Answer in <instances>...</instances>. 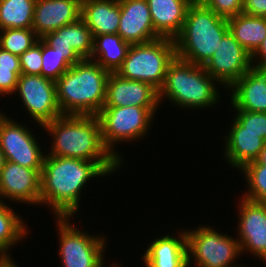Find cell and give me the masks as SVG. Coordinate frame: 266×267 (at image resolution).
Segmentation results:
<instances>
[{
  "label": "cell",
  "mask_w": 266,
  "mask_h": 267,
  "mask_svg": "<svg viewBox=\"0 0 266 267\" xmlns=\"http://www.w3.org/2000/svg\"><path fill=\"white\" fill-rule=\"evenodd\" d=\"M111 176L98 162L46 155L40 179V208L54 217H75L81 213L84 189L92 179ZM81 198V199H80Z\"/></svg>",
  "instance_id": "6da1fadb"
},
{
  "label": "cell",
  "mask_w": 266,
  "mask_h": 267,
  "mask_svg": "<svg viewBox=\"0 0 266 267\" xmlns=\"http://www.w3.org/2000/svg\"><path fill=\"white\" fill-rule=\"evenodd\" d=\"M40 130L52 138L46 155L98 162L110 175L124 167L104 146L97 116L61 115Z\"/></svg>",
  "instance_id": "7a4b0ae2"
},
{
  "label": "cell",
  "mask_w": 266,
  "mask_h": 267,
  "mask_svg": "<svg viewBox=\"0 0 266 267\" xmlns=\"http://www.w3.org/2000/svg\"><path fill=\"white\" fill-rule=\"evenodd\" d=\"M219 85V87H218ZM222 85L212 78L203 66L175 57L169 64L163 86L158 91L160 106L168 101L178 110L203 111L213 109L221 103Z\"/></svg>",
  "instance_id": "3957f363"
},
{
  "label": "cell",
  "mask_w": 266,
  "mask_h": 267,
  "mask_svg": "<svg viewBox=\"0 0 266 267\" xmlns=\"http://www.w3.org/2000/svg\"><path fill=\"white\" fill-rule=\"evenodd\" d=\"M110 72L90 59H82L63 73L56 83L62 115L97 116L106 101Z\"/></svg>",
  "instance_id": "277c9868"
},
{
  "label": "cell",
  "mask_w": 266,
  "mask_h": 267,
  "mask_svg": "<svg viewBox=\"0 0 266 267\" xmlns=\"http://www.w3.org/2000/svg\"><path fill=\"white\" fill-rule=\"evenodd\" d=\"M228 31L226 18L194 0L188 7L181 32L174 39L176 57L204 66Z\"/></svg>",
  "instance_id": "5b68a950"
},
{
  "label": "cell",
  "mask_w": 266,
  "mask_h": 267,
  "mask_svg": "<svg viewBox=\"0 0 266 267\" xmlns=\"http://www.w3.org/2000/svg\"><path fill=\"white\" fill-rule=\"evenodd\" d=\"M160 107H103L97 117L101 125V136L104 146L122 164L125 157L117 151L119 145L131 144L148 137L153 120ZM157 113V114H156ZM127 142V143H126ZM122 143V144H121ZM115 147H117L115 149Z\"/></svg>",
  "instance_id": "8992f818"
},
{
  "label": "cell",
  "mask_w": 266,
  "mask_h": 267,
  "mask_svg": "<svg viewBox=\"0 0 266 267\" xmlns=\"http://www.w3.org/2000/svg\"><path fill=\"white\" fill-rule=\"evenodd\" d=\"M175 57V42L169 38L133 44L116 74L124 79L148 83L159 91Z\"/></svg>",
  "instance_id": "52a82bcc"
},
{
  "label": "cell",
  "mask_w": 266,
  "mask_h": 267,
  "mask_svg": "<svg viewBox=\"0 0 266 267\" xmlns=\"http://www.w3.org/2000/svg\"><path fill=\"white\" fill-rule=\"evenodd\" d=\"M217 229L215 225L212 227L207 224L198 225L195 229L185 227L188 267H192V264L195 267L247 266L237 264L236 260L243 256L238 239Z\"/></svg>",
  "instance_id": "ba28073f"
},
{
  "label": "cell",
  "mask_w": 266,
  "mask_h": 267,
  "mask_svg": "<svg viewBox=\"0 0 266 267\" xmlns=\"http://www.w3.org/2000/svg\"><path fill=\"white\" fill-rule=\"evenodd\" d=\"M72 218V220H71ZM58 255L62 267H103L109 242L105 234H91L75 225L73 217H55ZM88 231V232H87ZM106 247V248H105Z\"/></svg>",
  "instance_id": "9c48e42d"
},
{
  "label": "cell",
  "mask_w": 266,
  "mask_h": 267,
  "mask_svg": "<svg viewBox=\"0 0 266 267\" xmlns=\"http://www.w3.org/2000/svg\"><path fill=\"white\" fill-rule=\"evenodd\" d=\"M11 117L0 111V148L6 161L35 169L41 174L46 156L42 143H39L38 137L32 132L35 131L33 128Z\"/></svg>",
  "instance_id": "30bf717a"
},
{
  "label": "cell",
  "mask_w": 266,
  "mask_h": 267,
  "mask_svg": "<svg viewBox=\"0 0 266 267\" xmlns=\"http://www.w3.org/2000/svg\"><path fill=\"white\" fill-rule=\"evenodd\" d=\"M16 95L21 100V107H25L26 115L32 118L30 122H36L35 128L40 129L62 115L57 102L56 83L42 75L21 74L12 96Z\"/></svg>",
  "instance_id": "8fae6325"
},
{
  "label": "cell",
  "mask_w": 266,
  "mask_h": 267,
  "mask_svg": "<svg viewBox=\"0 0 266 267\" xmlns=\"http://www.w3.org/2000/svg\"><path fill=\"white\" fill-rule=\"evenodd\" d=\"M237 206L236 238L242 255L254 256L266 265V206L241 196ZM238 234V235H237ZM246 253V254H245Z\"/></svg>",
  "instance_id": "7c38bea8"
},
{
  "label": "cell",
  "mask_w": 266,
  "mask_h": 267,
  "mask_svg": "<svg viewBox=\"0 0 266 267\" xmlns=\"http://www.w3.org/2000/svg\"><path fill=\"white\" fill-rule=\"evenodd\" d=\"M203 67L227 90L252 68L251 55L228 31L222 37L215 53Z\"/></svg>",
  "instance_id": "4fadbf2b"
},
{
  "label": "cell",
  "mask_w": 266,
  "mask_h": 267,
  "mask_svg": "<svg viewBox=\"0 0 266 267\" xmlns=\"http://www.w3.org/2000/svg\"><path fill=\"white\" fill-rule=\"evenodd\" d=\"M40 179L37 170L6 161L0 172V200L40 206Z\"/></svg>",
  "instance_id": "5bb4252c"
},
{
  "label": "cell",
  "mask_w": 266,
  "mask_h": 267,
  "mask_svg": "<svg viewBox=\"0 0 266 267\" xmlns=\"http://www.w3.org/2000/svg\"><path fill=\"white\" fill-rule=\"evenodd\" d=\"M73 66L82 59H90L93 51V34L85 22L65 25L41 38Z\"/></svg>",
  "instance_id": "9a60e30c"
},
{
  "label": "cell",
  "mask_w": 266,
  "mask_h": 267,
  "mask_svg": "<svg viewBox=\"0 0 266 267\" xmlns=\"http://www.w3.org/2000/svg\"><path fill=\"white\" fill-rule=\"evenodd\" d=\"M118 33L129 44H143L161 38L154 30L147 0H118Z\"/></svg>",
  "instance_id": "2e32d148"
},
{
  "label": "cell",
  "mask_w": 266,
  "mask_h": 267,
  "mask_svg": "<svg viewBox=\"0 0 266 267\" xmlns=\"http://www.w3.org/2000/svg\"><path fill=\"white\" fill-rule=\"evenodd\" d=\"M147 244L141 255L145 267H188L186 232L183 229L173 234H157ZM177 235V236H176Z\"/></svg>",
  "instance_id": "e0dca14e"
},
{
  "label": "cell",
  "mask_w": 266,
  "mask_h": 267,
  "mask_svg": "<svg viewBox=\"0 0 266 267\" xmlns=\"http://www.w3.org/2000/svg\"><path fill=\"white\" fill-rule=\"evenodd\" d=\"M160 107L158 91L148 83L110 73L104 107Z\"/></svg>",
  "instance_id": "ac0fdd59"
},
{
  "label": "cell",
  "mask_w": 266,
  "mask_h": 267,
  "mask_svg": "<svg viewBox=\"0 0 266 267\" xmlns=\"http://www.w3.org/2000/svg\"><path fill=\"white\" fill-rule=\"evenodd\" d=\"M82 0H36L32 29L41 39L81 18Z\"/></svg>",
  "instance_id": "d6986e66"
},
{
  "label": "cell",
  "mask_w": 266,
  "mask_h": 267,
  "mask_svg": "<svg viewBox=\"0 0 266 267\" xmlns=\"http://www.w3.org/2000/svg\"><path fill=\"white\" fill-rule=\"evenodd\" d=\"M226 91L233 110L266 112V68H251Z\"/></svg>",
  "instance_id": "ffe728a7"
},
{
  "label": "cell",
  "mask_w": 266,
  "mask_h": 267,
  "mask_svg": "<svg viewBox=\"0 0 266 267\" xmlns=\"http://www.w3.org/2000/svg\"><path fill=\"white\" fill-rule=\"evenodd\" d=\"M231 121L228 132H225L224 137L221 136L224 140L223 157L231 169L238 171L259 157L265 141L257 133L242 132V126L233 118Z\"/></svg>",
  "instance_id": "44dd1931"
},
{
  "label": "cell",
  "mask_w": 266,
  "mask_h": 267,
  "mask_svg": "<svg viewBox=\"0 0 266 267\" xmlns=\"http://www.w3.org/2000/svg\"><path fill=\"white\" fill-rule=\"evenodd\" d=\"M194 0H147L155 32L174 40L181 32L188 7Z\"/></svg>",
  "instance_id": "7402d4cb"
},
{
  "label": "cell",
  "mask_w": 266,
  "mask_h": 267,
  "mask_svg": "<svg viewBox=\"0 0 266 267\" xmlns=\"http://www.w3.org/2000/svg\"><path fill=\"white\" fill-rule=\"evenodd\" d=\"M81 19L89 27L93 36L117 34L120 3L118 0H82Z\"/></svg>",
  "instance_id": "603a6c76"
},
{
  "label": "cell",
  "mask_w": 266,
  "mask_h": 267,
  "mask_svg": "<svg viewBox=\"0 0 266 267\" xmlns=\"http://www.w3.org/2000/svg\"><path fill=\"white\" fill-rule=\"evenodd\" d=\"M93 37L90 60L108 72L116 73L127 57L131 44L124 41L119 34H101Z\"/></svg>",
  "instance_id": "cb8c5ba5"
},
{
  "label": "cell",
  "mask_w": 266,
  "mask_h": 267,
  "mask_svg": "<svg viewBox=\"0 0 266 267\" xmlns=\"http://www.w3.org/2000/svg\"><path fill=\"white\" fill-rule=\"evenodd\" d=\"M227 20L229 32L252 55L266 37V17L241 13Z\"/></svg>",
  "instance_id": "d4e9b609"
},
{
  "label": "cell",
  "mask_w": 266,
  "mask_h": 267,
  "mask_svg": "<svg viewBox=\"0 0 266 267\" xmlns=\"http://www.w3.org/2000/svg\"><path fill=\"white\" fill-rule=\"evenodd\" d=\"M7 202L0 200V256H12L13 247L30 235V229L22 215Z\"/></svg>",
  "instance_id": "484cf974"
},
{
  "label": "cell",
  "mask_w": 266,
  "mask_h": 267,
  "mask_svg": "<svg viewBox=\"0 0 266 267\" xmlns=\"http://www.w3.org/2000/svg\"><path fill=\"white\" fill-rule=\"evenodd\" d=\"M36 0H0V30L32 28Z\"/></svg>",
  "instance_id": "4316f807"
},
{
  "label": "cell",
  "mask_w": 266,
  "mask_h": 267,
  "mask_svg": "<svg viewBox=\"0 0 266 267\" xmlns=\"http://www.w3.org/2000/svg\"><path fill=\"white\" fill-rule=\"evenodd\" d=\"M238 172L246 180V188L242 197L264 203L266 201V166L256 160L245 164Z\"/></svg>",
  "instance_id": "83f0119b"
},
{
  "label": "cell",
  "mask_w": 266,
  "mask_h": 267,
  "mask_svg": "<svg viewBox=\"0 0 266 267\" xmlns=\"http://www.w3.org/2000/svg\"><path fill=\"white\" fill-rule=\"evenodd\" d=\"M22 74L19 56L0 47V98L11 96ZM4 96V97H3Z\"/></svg>",
  "instance_id": "f1b7e54d"
},
{
  "label": "cell",
  "mask_w": 266,
  "mask_h": 267,
  "mask_svg": "<svg viewBox=\"0 0 266 267\" xmlns=\"http://www.w3.org/2000/svg\"><path fill=\"white\" fill-rule=\"evenodd\" d=\"M39 39L32 28L0 30V47L18 56L30 49Z\"/></svg>",
  "instance_id": "f546056e"
},
{
  "label": "cell",
  "mask_w": 266,
  "mask_h": 267,
  "mask_svg": "<svg viewBox=\"0 0 266 267\" xmlns=\"http://www.w3.org/2000/svg\"><path fill=\"white\" fill-rule=\"evenodd\" d=\"M72 65L42 40V70L45 78L57 81Z\"/></svg>",
  "instance_id": "4dcf8cb0"
},
{
  "label": "cell",
  "mask_w": 266,
  "mask_h": 267,
  "mask_svg": "<svg viewBox=\"0 0 266 267\" xmlns=\"http://www.w3.org/2000/svg\"><path fill=\"white\" fill-rule=\"evenodd\" d=\"M232 112L236 114H232V116L242 126V132L257 133L266 142V112H248L243 110H233Z\"/></svg>",
  "instance_id": "1f68e13d"
},
{
  "label": "cell",
  "mask_w": 266,
  "mask_h": 267,
  "mask_svg": "<svg viewBox=\"0 0 266 267\" xmlns=\"http://www.w3.org/2000/svg\"><path fill=\"white\" fill-rule=\"evenodd\" d=\"M22 74L41 75L42 70V39L19 56Z\"/></svg>",
  "instance_id": "d6a6232c"
},
{
  "label": "cell",
  "mask_w": 266,
  "mask_h": 267,
  "mask_svg": "<svg viewBox=\"0 0 266 267\" xmlns=\"http://www.w3.org/2000/svg\"><path fill=\"white\" fill-rule=\"evenodd\" d=\"M218 16L230 18L243 13V0H199Z\"/></svg>",
  "instance_id": "836d02e7"
},
{
  "label": "cell",
  "mask_w": 266,
  "mask_h": 267,
  "mask_svg": "<svg viewBox=\"0 0 266 267\" xmlns=\"http://www.w3.org/2000/svg\"><path fill=\"white\" fill-rule=\"evenodd\" d=\"M243 13L266 17V0H243Z\"/></svg>",
  "instance_id": "e575fe53"
},
{
  "label": "cell",
  "mask_w": 266,
  "mask_h": 267,
  "mask_svg": "<svg viewBox=\"0 0 266 267\" xmlns=\"http://www.w3.org/2000/svg\"><path fill=\"white\" fill-rule=\"evenodd\" d=\"M251 65L252 68H266V37L251 55Z\"/></svg>",
  "instance_id": "d590c367"
},
{
  "label": "cell",
  "mask_w": 266,
  "mask_h": 267,
  "mask_svg": "<svg viewBox=\"0 0 266 267\" xmlns=\"http://www.w3.org/2000/svg\"><path fill=\"white\" fill-rule=\"evenodd\" d=\"M15 259L11 256H0V267H19Z\"/></svg>",
  "instance_id": "8d00e7d4"
},
{
  "label": "cell",
  "mask_w": 266,
  "mask_h": 267,
  "mask_svg": "<svg viewBox=\"0 0 266 267\" xmlns=\"http://www.w3.org/2000/svg\"><path fill=\"white\" fill-rule=\"evenodd\" d=\"M256 161L261 164L266 166V142L264 144L263 149L260 152L259 157L256 159Z\"/></svg>",
  "instance_id": "74e56055"
},
{
  "label": "cell",
  "mask_w": 266,
  "mask_h": 267,
  "mask_svg": "<svg viewBox=\"0 0 266 267\" xmlns=\"http://www.w3.org/2000/svg\"><path fill=\"white\" fill-rule=\"evenodd\" d=\"M5 163H6V158H5V155L0 148V172L3 169Z\"/></svg>",
  "instance_id": "f35d334b"
},
{
  "label": "cell",
  "mask_w": 266,
  "mask_h": 267,
  "mask_svg": "<svg viewBox=\"0 0 266 267\" xmlns=\"http://www.w3.org/2000/svg\"><path fill=\"white\" fill-rule=\"evenodd\" d=\"M103 267H106V264L103 266ZM109 267H124L122 263H116L115 261L111 263V265Z\"/></svg>",
  "instance_id": "ab89813d"
}]
</instances>
